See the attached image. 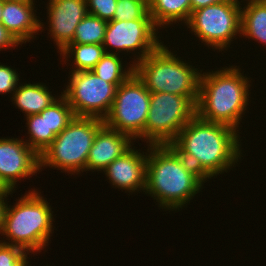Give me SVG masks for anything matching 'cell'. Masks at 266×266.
<instances>
[{
  "mask_svg": "<svg viewBox=\"0 0 266 266\" xmlns=\"http://www.w3.org/2000/svg\"><path fill=\"white\" fill-rule=\"evenodd\" d=\"M131 147L122 156L116 158L103 171L115 188L129 193L142 190L146 185V156Z\"/></svg>",
  "mask_w": 266,
  "mask_h": 266,
  "instance_id": "cell-14",
  "label": "cell"
},
{
  "mask_svg": "<svg viewBox=\"0 0 266 266\" xmlns=\"http://www.w3.org/2000/svg\"><path fill=\"white\" fill-rule=\"evenodd\" d=\"M241 9V34L266 45V0H248Z\"/></svg>",
  "mask_w": 266,
  "mask_h": 266,
  "instance_id": "cell-19",
  "label": "cell"
},
{
  "mask_svg": "<svg viewBox=\"0 0 266 266\" xmlns=\"http://www.w3.org/2000/svg\"><path fill=\"white\" fill-rule=\"evenodd\" d=\"M18 86L13 92L12 101L22 112L24 111L26 117L41 113L59 99L55 98L44 84L25 83Z\"/></svg>",
  "mask_w": 266,
  "mask_h": 266,
  "instance_id": "cell-17",
  "label": "cell"
},
{
  "mask_svg": "<svg viewBox=\"0 0 266 266\" xmlns=\"http://www.w3.org/2000/svg\"><path fill=\"white\" fill-rule=\"evenodd\" d=\"M238 0L212 4L191 13L187 27L212 49L227 50L232 39L241 35V9Z\"/></svg>",
  "mask_w": 266,
  "mask_h": 266,
  "instance_id": "cell-8",
  "label": "cell"
},
{
  "mask_svg": "<svg viewBox=\"0 0 266 266\" xmlns=\"http://www.w3.org/2000/svg\"><path fill=\"white\" fill-rule=\"evenodd\" d=\"M8 195H0V234L2 235L3 228H4V216H5V210L7 207V200L5 198Z\"/></svg>",
  "mask_w": 266,
  "mask_h": 266,
  "instance_id": "cell-31",
  "label": "cell"
},
{
  "mask_svg": "<svg viewBox=\"0 0 266 266\" xmlns=\"http://www.w3.org/2000/svg\"><path fill=\"white\" fill-rule=\"evenodd\" d=\"M69 73V84L61 93L74 115L104 120L111 110L117 86L104 81L93 71Z\"/></svg>",
  "mask_w": 266,
  "mask_h": 266,
  "instance_id": "cell-10",
  "label": "cell"
},
{
  "mask_svg": "<svg viewBox=\"0 0 266 266\" xmlns=\"http://www.w3.org/2000/svg\"><path fill=\"white\" fill-rule=\"evenodd\" d=\"M132 140L128 134L116 131L104 124L94 138L86 163V171H103L111 162L132 147Z\"/></svg>",
  "mask_w": 266,
  "mask_h": 266,
  "instance_id": "cell-15",
  "label": "cell"
},
{
  "mask_svg": "<svg viewBox=\"0 0 266 266\" xmlns=\"http://www.w3.org/2000/svg\"><path fill=\"white\" fill-rule=\"evenodd\" d=\"M227 0H191V13L200 8Z\"/></svg>",
  "mask_w": 266,
  "mask_h": 266,
  "instance_id": "cell-30",
  "label": "cell"
},
{
  "mask_svg": "<svg viewBox=\"0 0 266 266\" xmlns=\"http://www.w3.org/2000/svg\"><path fill=\"white\" fill-rule=\"evenodd\" d=\"M148 146L144 192L156 199L158 207L183 209L206 180L171 145Z\"/></svg>",
  "mask_w": 266,
  "mask_h": 266,
  "instance_id": "cell-2",
  "label": "cell"
},
{
  "mask_svg": "<svg viewBox=\"0 0 266 266\" xmlns=\"http://www.w3.org/2000/svg\"><path fill=\"white\" fill-rule=\"evenodd\" d=\"M238 131L195 115L170 145L207 180L227 173L241 158Z\"/></svg>",
  "mask_w": 266,
  "mask_h": 266,
  "instance_id": "cell-1",
  "label": "cell"
},
{
  "mask_svg": "<svg viewBox=\"0 0 266 266\" xmlns=\"http://www.w3.org/2000/svg\"><path fill=\"white\" fill-rule=\"evenodd\" d=\"M49 32L61 52L71 42L75 29L88 14L86 0H49L47 4Z\"/></svg>",
  "mask_w": 266,
  "mask_h": 266,
  "instance_id": "cell-13",
  "label": "cell"
},
{
  "mask_svg": "<svg viewBox=\"0 0 266 266\" xmlns=\"http://www.w3.org/2000/svg\"><path fill=\"white\" fill-rule=\"evenodd\" d=\"M20 44L14 36L0 23V51L2 49H9L10 47H16Z\"/></svg>",
  "mask_w": 266,
  "mask_h": 266,
  "instance_id": "cell-29",
  "label": "cell"
},
{
  "mask_svg": "<svg viewBox=\"0 0 266 266\" xmlns=\"http://www.w3.org/2000/svg\"><path fill=\"white\" fill-rule=\"evenodd\" d=\"M149 107L150 92L133 73L117 87L111 110L104 118V124L128 134L133 140L142 139Z\"/></svg>",
  "mask_w": 266,
  "mask_h": 266,
  "instance_id": "cell-9",
  "label": "cell"
},
{
  "mask_svg": "<svg viewBox=\"0 0 266 266\" xmlns=\"http://www.w3.org/2000/svg\"><path fill=\"white\" fill-rule=\"evenodd\" d=\"M237 66L201 72L196 115L209 122L238 129L249 100L250 78Z\"/></svg>",
  "mask_w": 266,
  "mask_h": 266,
  "instance_id": "cell-3",
  "label": "cell"
},
{
  "mask_svg": "<svg viewBox=\"0 0 266 266\" xmlns=\"http://www.w3.org/2000/svg\"><path fill=\"white\" fill-rule=\"evenodd\" d=\"M27 253L21 247L0 240V266H29Z\"/></svg>",
  "mask_w": 266,
  "mask_h": 266,
  "instance_id": "cell-26",
  "label": "cell"
},
{
  "mask_svg": "<svg viewBox=\"0 0 266 266\" xmlns=\"http://www.w3.org/2000/svg\"><path fill=\"white\" fill-rule=\"evenodd\" d=\"M148 5L157 28L180 21L187 24L191 16V0H149Z\"/></svg>",
  "mask_w": 266,
  "mask_h": 266,
  "instance_id": "cell-18",
  "label": "cell"
},
{
  "mask_svg": "<svg viewBox=\"0 0 266 266\" xmlns=\"http://www.w3.org/2000/svg\"><path fill=\"white\" fill-rule=\"evenodd\" d=\"M108 50L109 52L103 55L91 71L104 81L118 87L134 73V66L131 64L129 68H123L124 65H122V60H120L117 51L111 52L110 49Z\"/></svg>",
  "mask_w": 266,
  "mask_h": 266,
  "instance_id": "cell-21",
  "label": "cell"
},
{
  "mask_svg": "<svg viewBox=\"0 0 266 266\" xmlns=\"http://www.w3.org/2000/svg\"><path fill=\"white\" fill-rule=\"evenodd\" d=\"M105 53L106 52L102 44L70 43L59 54L63 56L62 58H67V61H69L68 58L71 57L74 59V68H72L73 70L70 72H81L91 71Z\"/></svg>",
  "mask_w": 266,
  "mask_h": 266,
  "instance_id": "cell-20",
  "label": "cell"
},
{
  "mask_svg": "<svg viewBox=\"0 0 266 266\" xmlns=\"http://www.w3.org/2000/svg\"><path fill=\"white\" fill-rule=\"evenodd\" d=\"M50 203L39 192L29 191L12 207L5 210L2 235L11 242L6 244L21 247L27 252H41L49 243L53 227V211Z\"/></svg>",
  "mask_w": 266,
  "mask_h": 266,
  "instance_id": "cell-4",
  "label": "cell"
},
{
  "mask_svg": "<svg viewBox=\"0 0 266 266\" xmlns=\"http://www.w3.org/2000/svg\"><path fill=\"white\" fill-rule=\"evenodd\" d=\"M103 125L100 118L75 116L40 155V170L49 166L71 175L86 171L91 146Z\"/></svg>",
  "mask_w": 266,
  "mask_h": 266,
  "instance_id": "cell-6",
  "label": "cell"
},
{
  "mask_svg": "<svg viewBox=\"0 0 266 266\" xmlns=\"http://www.w3.org/2000/svg\"><path fill=\"white\" fill-rule=\"evenodd\" d=\"M136 19H152L149 14L147 0H117L113 20L129 21Z\"/></svg>",
  "mask_w": 266,
  "mask_h": 266,
  "instance_id": "cell-25",
  "label": "cell"
},
{
  "mask_svg": "<svg viewBox=\"0 0 266 266\" xmlns=\"http://www.w3.org/2000/svg\"><path fill=\"white\" fill-rule=\"evenodd\" d=\"M197 100L193 96L150 93L143 140L149 145H170L180 130L196 115Z\"/></svg>",
  "mask_w": 266,
  "mask_h": 266,
  "instance_id": "cell-7",
  "label": "cell"
},
{
  "mask_svg": "<svg viewBox=\"0 0 266 266\" xmlns=\"http://www.w3.org/2000/svg\"><path fill=\"white\" fill-rule=\"evenodd\" d=\"M33 0H3L1 23L21 44L29 42L34 34L43 30L37 19Z\"/></svg>",
  "mask_w": 266,
  "mask_h": 266,
  "instance_id": "cell-16",
  "label": "cell"
},
{
  "mask_svg": "<svg viewBox=\"0 0 266 266\" xmlns=\"http://www.w3.org/2000/svg\"><path fill=\"white\" fill-rule=\"evenodd\" d=\"M107 23L99 17L87 14L76 27L71 43L102 44Z\"/></svg>",
  "mask_w": 266,
  "mask_h": 266,
  "instance_id": "cell-23",
  "label": "cell"
},
{
  "mask_svg": "<svg viewBox=\"0 0 266 266\" xmlns=\"http://www.w3.org/2000/svg\"><path fill=\"white\" fill-rule=\"evenodd\" d=\"M29 140L26 143L40 156L53 142L56 135L48 133L47 108L41 113L26 117Z\"/></svg>",
  "mask_w": 266,
  "mask_h": 266,
  "instance_id": "cell-22",
  "label": "cell"
},
{
  "mask_svg": "<svg viewBox=\"0 0 266 266\" xmlns=\"http://www.w3.org/2000/svg\"><path fill=\"white\" fill-rule=\"evenodd\" d=\"M88 14L109 22L113 20L117 0H86Z\"/></svg>",
  "mask_w": 266,
  "mask_h": 266,
  "instance_id": "cell-27",
  "label": "cell"
},
{
  "mask_svg": "<svg viewBox=\"0 0 266 266\" xmlns=\"http://www.w3.org/2000/svg\"><path fill=\"white\" fill-rule=\"evenodd\" d=\"M182 61L163 43L134 65V73L150 93L193 96L198 101L200 72Z\"/></svg>",
  "mask_w": 266,
  "mask_h": 266,
  "instance_id": "cell-5",
  "label": "cell"
},
{
  "mask_svg": "<svg viewBox=\"0 0 266 266\" xmlns=\"http://www.w3.org/2000/svg\"><path fill=\"white\" fill-rule=\"evenodd\" d=\"M40 172V156L23 139L0 138V179L13 192L18 179Z\"/></svg>",
  "mask_w": 266,
  "mask_h": 266,
  "instance_id": "cell-12",
  "label": "cell"
},
{
  "mask_svg": "<svg viewBox=\"0 0 266 266\" xmlns=\"http://www.w3.org/2000/svg\"><path fill=\"white\" fill-rule=\"evenodd\" d=\"M19 74L10 66L0 63V94L12 93L16 90L19 82Z\"/></svg>",
  "mask_w": 266,
  "mask_h": 266,
  "instance_id": "cell-28",
  "label": "cell"
},
{
  "mask_svg": "<svg viewBox=\"0 0 266 266\" xmlns=\"http://www.w3.org/2000/svg\"><path fill=\"white\" fill-rule=\"evenodd\" d=\"M75 117L67 99L61 95L51 106L47 107L48 133L56 136L64 130Z\"/></svg>",
  "mask_w": 266,
  "mask_h": 266,
  "instance_id": "cell-24",
  "label": "cell"
},
{
  "mask_svg": "<svg viewBox=\"0 0 266 266\" xmlns=\"http://www.w3.org/2000/svg\"><path fill=\"white\" fill-rule=\"evenodd\" d=\"M2 8H3V0H0V23L2 20Z\"/></svg>",
  "mask_w": 266,
  "mask_h": 266,
  "instance_id": "cell-33",
  "label": "cell"
},
{
  "mask_svg": "<svg viewBox=\"0 0 266 266\" xmlns=\"http://www.w3.org/2000/svg\"><path fill=\"white\" fill-rule=\"evenodd\" d=\"M156 25L152 19H136L129 21L112 20L107 23L103 47L108 53V46L121 51L140 53L132 63L133 66L156 50L162 42L158 40Z\"/></svg>",
  "mask_w": 266,
  "mask_h": 266,
  "instance_id": "cell-11",
  "label": "cell"
},
{
  "mask_svg": "<svg viewBox=\"0 0 266 266\" xmlns=\"http://www.w3.org/2000/svg\"><path fill=\"white\" fill-rule=\"evenodd\" d=\"M13 192H11L1 181L0 179V195H9L12 194Z\"/></svg>",
  "mask_w": 266,
  "mask_h": 266,
  "instance_id": "cell-32",
  "label": "cell"
}]
</instances>
